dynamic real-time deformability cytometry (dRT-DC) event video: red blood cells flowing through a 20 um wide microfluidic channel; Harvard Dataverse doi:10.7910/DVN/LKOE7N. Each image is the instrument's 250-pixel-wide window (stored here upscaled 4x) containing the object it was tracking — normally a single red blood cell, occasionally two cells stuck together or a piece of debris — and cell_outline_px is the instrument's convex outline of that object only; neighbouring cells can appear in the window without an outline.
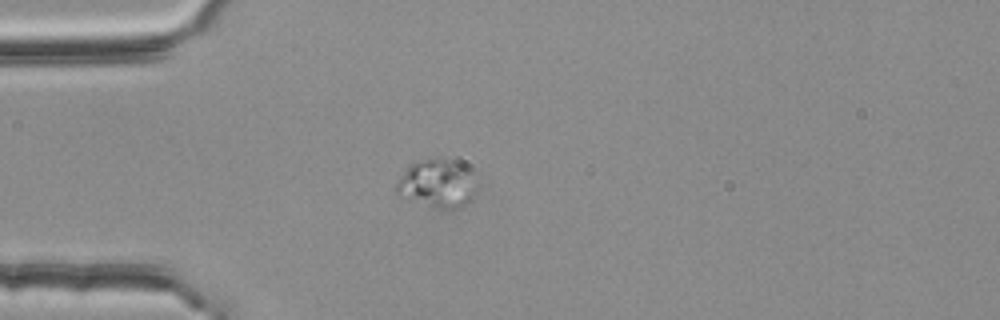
{"species": "common noctule bat (a hibernating species)", "species_latin": "Nyctalus noctula", "temperature_condition": "room temperature", "stored_images_in_passage": 3, "camera_frame_rate_fps": 3000, "um_per_image_px": 0.085, "animal": {"sex": "female", "body_mass_g": 25.1}, "frame": {"image": 1, "passage_image": 3, "time_ms": 0.667, "image_size_px": [1000, 320], "cell_outline_px": [[472, 200], [460, 208], [436, 208], [396, 192], [396, 184], [404, 172], [412, 164], [424, 160], [440, 156], [472, 168]], "centroid_in_image_um": [37.2, 15.57], "position_along_channel_um": 47.8, "area_um2": 21.79}}